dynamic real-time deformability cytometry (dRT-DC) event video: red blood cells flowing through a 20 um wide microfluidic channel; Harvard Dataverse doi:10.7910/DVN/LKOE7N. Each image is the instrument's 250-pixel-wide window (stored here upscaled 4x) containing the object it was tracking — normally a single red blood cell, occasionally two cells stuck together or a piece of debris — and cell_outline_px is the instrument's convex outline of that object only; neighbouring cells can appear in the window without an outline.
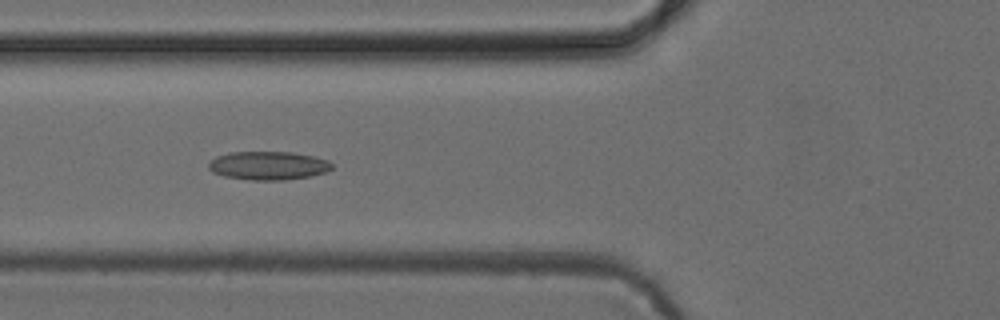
{"species": "common noctule bat (a hibernating species)", "species_latin": "Nyctalus noctula", "temperature_condition": "cold", "stored_images_in_passage": 8, "camera_frame_rate_fps": 3000, "um_per_image_px": 0.085, "animal": {"sex": "female", "body_mass_g": 24.6, "forearm_length_mm": 56.2}, "frame": {"image": 1, "passage_image": 6, "time_ms": 5.667, "image_size_px": [1000, 320], "cell_outline_px": [[332, 168], [324, 172], [308, 176], [284, 180], [252, 180], [224, 176], [212, 172], [208, 168], [208, 164], [216, 156], [228, 152], [292, 152], [312, 156], [328, 160], [332, 164]], "centroid_in_image_um": [22.77, 14.07], "position_along_channel_um": 103.0, "area_um2": 20.35}}
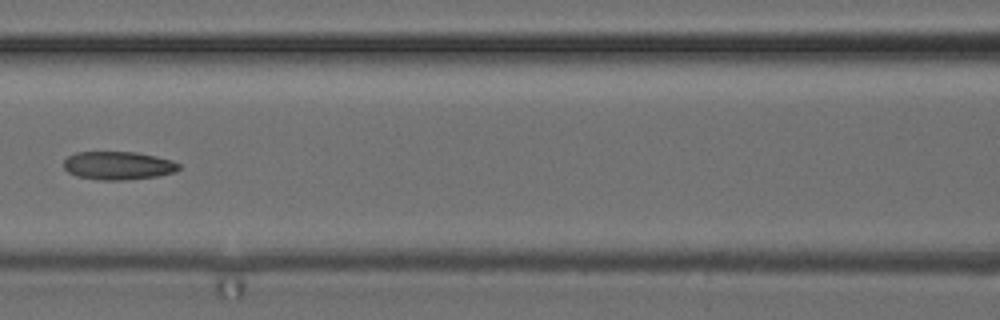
{"frame": {"image": 2, "passage_image": 7, "time_ms": 7.0, "image_size_px": [1000, 320], "cell_outline_px": [[180, 168], [176, 172], [156, 176], [124, 180], [100, 180], [76, 176], [68, 172], [64, 168], [64, 160], [68, 156], [76, 152], [136, 152], [156, 156], [172, 160], [180, 164]], "centroid_in_image_um": [10.05, 14.07], "position_along_channel_um": 156.6, "area_um2": 19.02}}
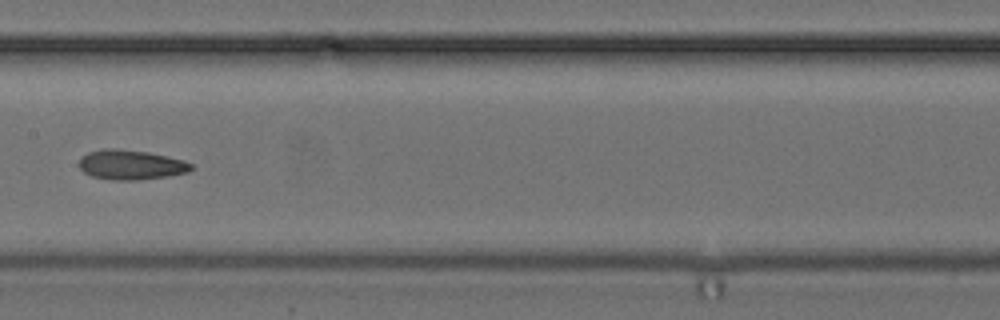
{"frame": {"image": 3, "passage_image": 8, "time_ms": 8.0, "image_size_px": [1000, 320], "cell_outline_px": [[192, 168], [188, 172], [168, 176], [140, 180], [112, 180], [92, 176], [84, 172], [80, 168], [80, 156], [88, 152], [104, 148], [116, 148], [148, 152], [184, 160], [192, 164]], "centroid_in_image_um": [11.11, 14.0], "position_along_channel_um": 196.3, "area_um2": 19.48}}